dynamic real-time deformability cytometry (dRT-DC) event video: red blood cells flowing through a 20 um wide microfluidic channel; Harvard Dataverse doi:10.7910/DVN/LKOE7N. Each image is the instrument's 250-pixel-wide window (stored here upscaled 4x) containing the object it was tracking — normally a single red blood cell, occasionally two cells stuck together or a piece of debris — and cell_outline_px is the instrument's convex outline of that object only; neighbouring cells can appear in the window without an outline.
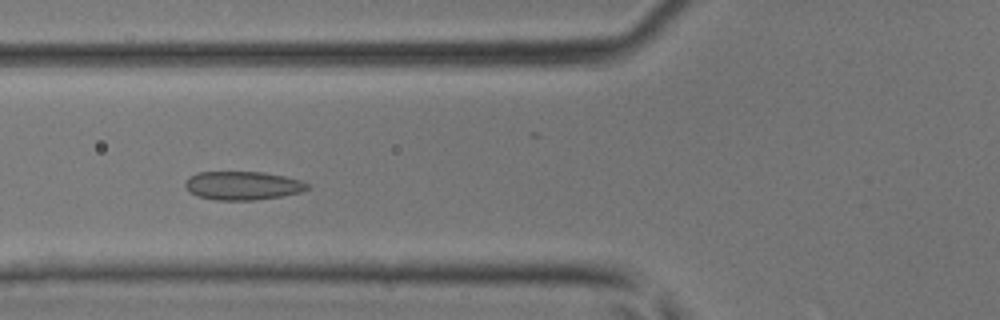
{"species": "common noctule bat (a hibernating species)", "species_latin": "Nyctalus noctula", "temperature_condition": "room temperature", "stored_images_in_passage": 44, "camera_frame_rate_fps": 3000, "um_per_image_px": 0.085, "animal": {"sex": "male", "body_mass_g": 17.9, "forearm_length_mm": 54.2}, "frame": {"image": 1, "passage_image": 15, "time_ms": 4.667, "image_size_px": [1000, 320], "cell_outline_px": [[312, 184], [308, 188], [300, 192], [280, 196], [252, 200], [216, 200], [196, 196], [188, 192], [184, 184], [188, 176], [196, 172], [264, 172], [284, 176], [300, 180]], "centroid_in_image_um": [20.59, 15.77], "position_along_channel_um": 105.2, "area_um2": 20.46}}
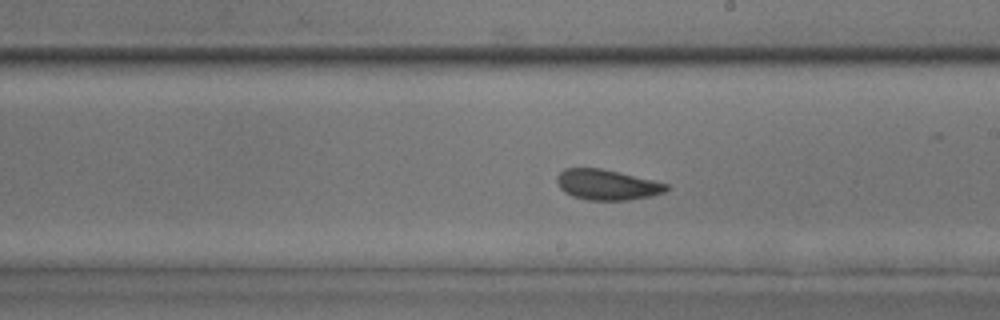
{"frame": {"image": 2, "passage_image": 24, "time_ms": 7.667, "image_size_px": [1000, 320], "cell_outline_px": [[668, 188], [664, 192], [652, 196], [628, 200], [588, 200], [572, 196], [564, 192], [560, 188], [556, 180], [556, 176], [564, 168], [600, 168], [652, 180], [668, 184]], "centroid_in_image_um": [51.56, 15.71], "position_along_channel_um": 237.4, "area_um2": 19.31}}
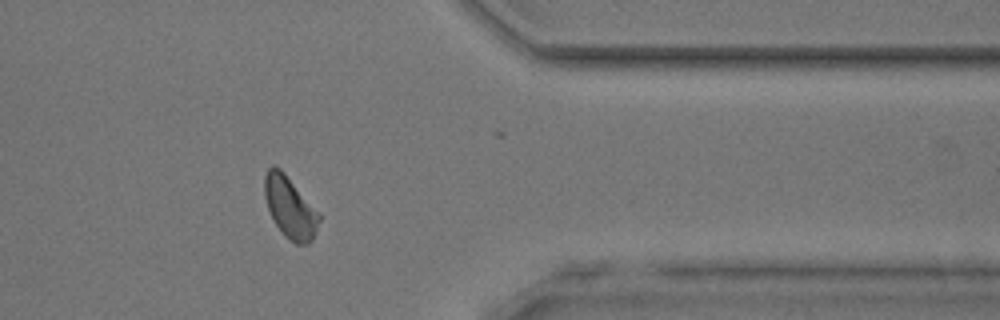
{"frame": {"image": 3, "passage_image": 35, "time_ms": 11.333, "image_size_px": [1000, 320], "cell_outline_px": [[320, 220], [312, 240], [308, 244], [296, 244], [284, 236], [280, 232], [268, 208], [264, 196], [264, 176], [268, 168], [272, 164], [280, 168], [284, 172], [320, 212]], "centroid_in_image_um": [24.65, 17.61], "position_along_channel_um": 386.7, "area_um2": 19.71}}